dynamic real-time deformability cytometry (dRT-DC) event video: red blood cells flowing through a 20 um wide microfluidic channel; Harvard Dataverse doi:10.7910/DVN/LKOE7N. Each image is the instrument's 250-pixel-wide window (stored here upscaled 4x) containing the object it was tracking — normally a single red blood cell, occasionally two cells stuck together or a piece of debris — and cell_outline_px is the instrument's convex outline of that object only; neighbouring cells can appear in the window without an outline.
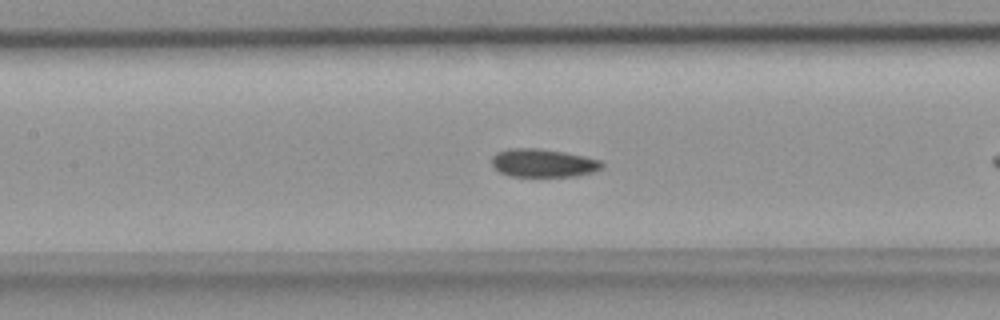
{"species": "common noctule bat (a hibernating species)", "species_latin": "Nyctalus noctula", "temperature_condition": "room temperature", "stored_images_in_passage": 37, "camera_frame_rate_fps": 3000, "um_per_image_px": 0.085, "animal": {"sex": "female", "body_mass_g": 18.4}, "frame": {"image": 1, "passage_image": 10, "time_ms": 3.0, "image_size_px": [1000, 320], "cell_outline_px": [[604, 164], [600, 168], [592, 172], [576, 176], [508, 176], [500, 172], [492, 164], [492, 156], [496, 152], [508, 148], [540, 148], [564, 152], [584, 156], [600, 160]], "centroid_in_image_um": [46.14, 13.84], "position_along_channel_um": 161.3, "area_um2": 18.09}}
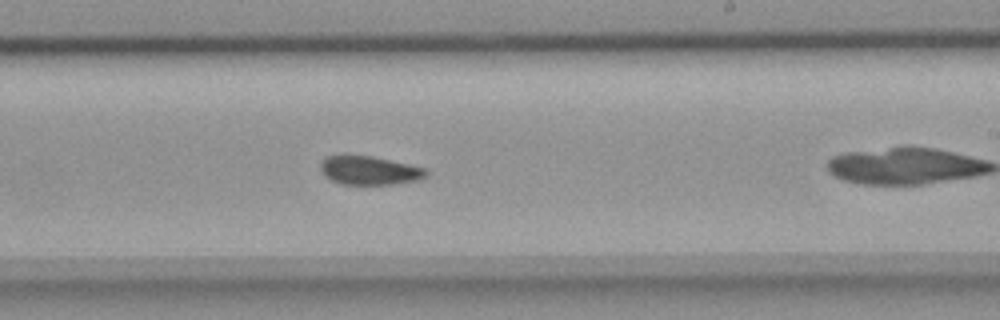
{"frame": {"image": 2, "passage_image": 17, "time_ms": 5.333, "image_size_px": [1000, 320], "cell_outline_px": [[428, 176], [416, 180], [392, 184], [340, 184], [324, 176], [320, 168], [320, 160], [324, 156], [344, 152], [372, 156], [408, 164], [424, 168], [428, 172]], "centroid_in_image_um": [31.29, 14.44], "position_along_channel_um": 257.7, "area_um2": 18.21}}
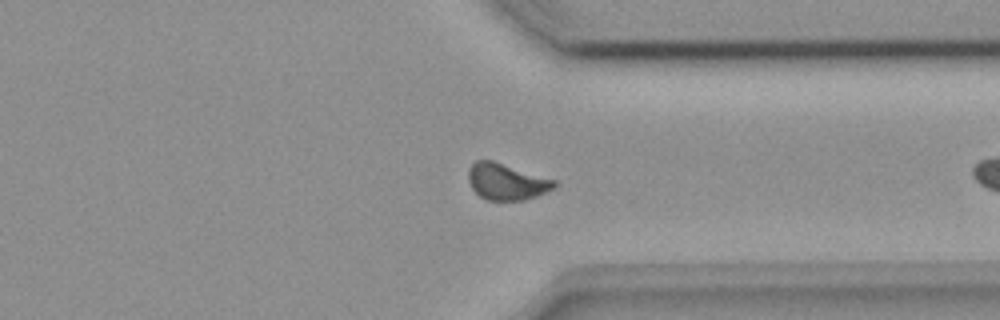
{"frame": {"image": 3, "passage_image": 25, "time_ms": 8.0, "image_size_px": [1000, 320], "cell_outline_px": [[556, 184], [552, 188], [536, 196], [524, 200], [488, 200], [480, 196], [472, 188], [468, 180], [468, 168], [476, 160], [492, 160], [556, 180]], "centroid_in_image_um": [43.02, 15.43], "position_along_channel_um": 368.4, "area_um2": 18.03}}